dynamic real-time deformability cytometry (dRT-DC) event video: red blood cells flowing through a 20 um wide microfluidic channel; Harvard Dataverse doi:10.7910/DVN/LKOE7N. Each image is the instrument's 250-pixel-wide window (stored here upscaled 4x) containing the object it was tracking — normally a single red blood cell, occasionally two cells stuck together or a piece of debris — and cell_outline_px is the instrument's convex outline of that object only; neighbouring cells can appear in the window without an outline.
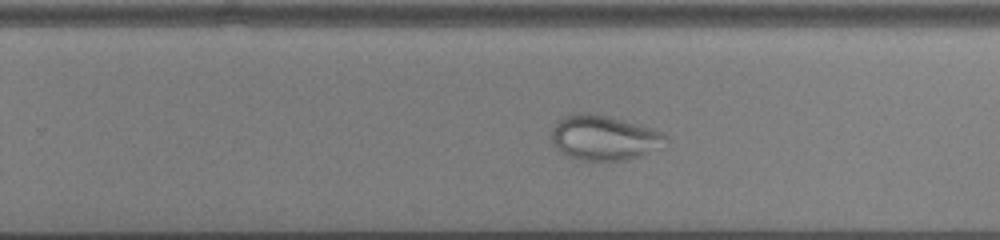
{"species": "common noctule bat (a hibernating species)", "species_latin": "Nyctalus noctula", "temperature_condition": "cold", "stored_images_in_passage": 45, "camera_frame_rate_fps": 3000, "um_per_image_px": 0.085, "animal": {"sex": "male", "body_mass_g": 13.0, "forearm_length_mm": 53.1}, "frame": {"image": 1, "passage_image": 26, "time_ms": 8.333, "image_size_px": [1000, 240], "cell_outline_px": [[668, 140], [640, 156], [624, 160], [580, 160], [556, 152], [552, 140], [552, 128], [564, 116], [576, 112], [588, 112], [608, 116], [652, 128], [664, 132], [668, 136]], "centroid_in_image_um": [51.28, 11.7], "position_along_channel_um": 278.5, "area_um2": 29.77}}